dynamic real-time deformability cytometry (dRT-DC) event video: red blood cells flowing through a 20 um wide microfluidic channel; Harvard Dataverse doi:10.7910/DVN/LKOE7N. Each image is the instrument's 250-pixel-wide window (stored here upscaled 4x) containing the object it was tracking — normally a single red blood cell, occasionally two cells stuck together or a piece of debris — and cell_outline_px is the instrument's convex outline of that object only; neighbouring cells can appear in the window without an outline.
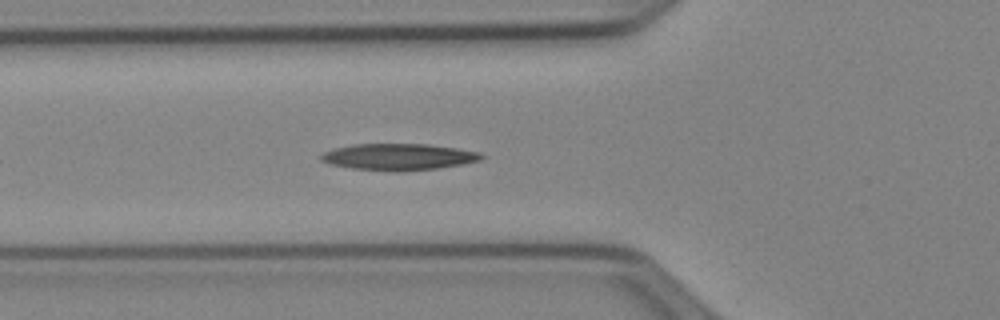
{"species": "Egyptian fruit bat (a non-hibernating species)", "species_latin": "Rousettus aegyptiacus", "temperature_condition": "cold", "stored_images_in_passage": 41, "camera_frame_rate_fps": 3000, "um_per_image_px": 0.085, "animal": {"sex": "female"}, "frame": {"image": 1, "passage_image": 7, "time_ms": 2.0, "image_size_px": [1000, 320], "cell_outline_px": [[484, 156], [480, 160], [464, 164], [436, 168], [396, 172], [352, 168], [332, 164], [320, 160], [320, 156], [324, 152], [336, 148], [356, 144], [428, 144], [456, 148], [480, 152]], "centroid_in_image_um": [33.9, 13.33], "position_along_channel_um": 91.9, "area_um2": 24.62}}
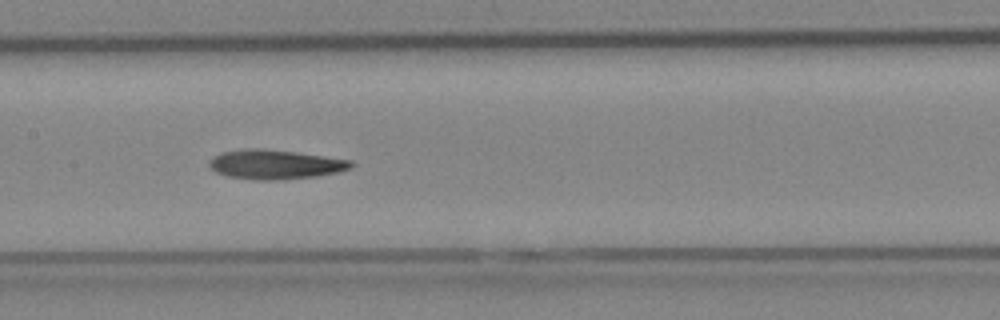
{"frame": {"image": 2, "passage_image": 14, "time_ms": 4.333, "image_size_px": [1000, 320], "cell_outline_px": [[356, 164], [352, 168], [336, 172], [316, 176], [276, 180], [256, 180], [228, 176], [216, 172], [208, 164], [220, 152], [248, 148], [256, 148], [296, 152], [352, 160]], "centroid_in_image_um": [23.43, 13.97], "position_along_channel_um": 184.0, "area_um2": 24.1}}
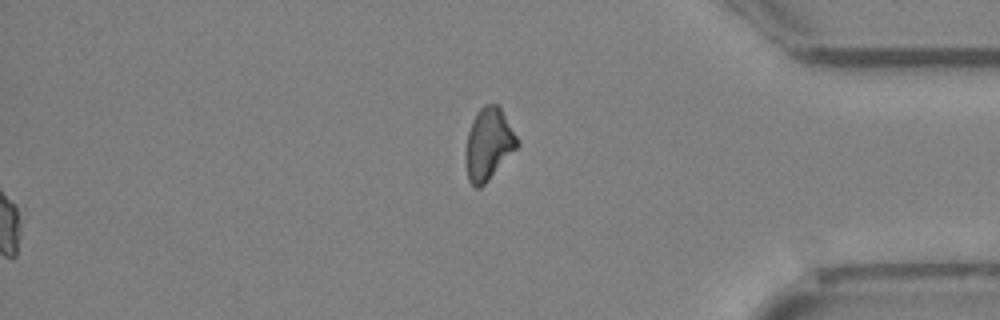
{"frame": {"image": 3, "passage_image": 41, "time_ms": 13.333, "image_size_px": [1000, 320], "cell_outline_px": [[520, 144], [484, 184], [480, 188], [476, 188], [468, 180], [464, 156], [468, 132], [472, 120], [476, 112], [480, 108], [488, 104], [500, 104], [520, 140]], "centroid_in_image_um": [41.53, 12.2], "position_along_channel_um": 393.7, "area_um2": 21.85}, "authors_computed_cell_mechanics": {"area_um2": 23.409, "velocity_mm_per_s": 3.9435, "shape_relaxation_time_tau1_ms": 7.0472, "shape_relaxation_time_tau2_ms": 10.5345, "deformation_change_tau1": 0.1918, "deformation_change_tau2": 0.2549}}